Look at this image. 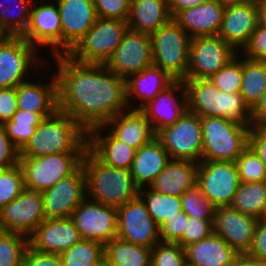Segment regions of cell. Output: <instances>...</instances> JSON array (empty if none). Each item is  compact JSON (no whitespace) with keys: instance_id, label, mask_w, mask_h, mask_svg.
I'll list each match as a JSON object with an SVG mask.
<instances>
[{"instance_id":"obj_1","label":"cell","mask_w":266,"mask_h":266,"mask_svg":"<svg viewBox=\"0 0 266 266\" xmlns=\"http://www.w3.org/2000/svg\"><path fill=\"white\" fill-rule=\"evenodd\" d=\"M58 70V109L69 114L85 131L104 126L129 109L126 80L104 64H83L66 54L53 55Z\"/></svg>"},{"instance_id":"obj_2","label":"cell","mask_w":266,"mask_h":266,"mask_svg":"<svg viewBox=\"0 0 266 266\" xmlns=\"http://www.w3.org/2000/svg\"><path fill=\"white\" fill-rule=\"evenodd\" d=\"M87 131L69 114L57 111L45 118L30 140L19 151V157H41L62 152H86Z\"/></svg>"},{"instance_id":"obj_3","label":"cell","mask_w":266,"mask_h":266,"mask_svg":"<svg viewBox=\"0 0 266 266\" xmlns=\"http://www.w3.org/2000/svg\"><path fill=\"white\" fill-rule=\"evenodd\" d=\"M81 165L86 177L87 198L118 208L139 196L131 170L107 166L88 149Z\"/></svg>"},{"instance_id":"obj_4","label":"cell","mask_w":266,"mask_h":266,"mask_svg":"<svg viewBox=\"0 0 266 266\" xmlns=\"http://www.w3.org/2000/svg\"><path fill=\"white\" fill-rule=\"evenodd\" d=\"M187 109L200 117H224L250 127L252 109L239 93L219 90L209 79H183Z\"/></svg>"},{"instance_id":"obj_5","label":"cell","mask_w":266,"mask_h":266,"mask_svg":"<svg viewBox=\"0 0 266 266\" xmlns=\"http://www.w3.org/2000/svg\"><path fill=\"white\" fill-rule=\"evenodd\" d=\"M249 129L224 117H201L202 160L231 161L249 146Z\"/></svg>"},{"instance_id":"obj_6","label":"cell","mask_w":266,"mask_h":266,"mask_svg":"<svg viewBox=\"0 0 266 266\" xmlns=\"http://www.w3.org/2000/svg\"><path fill=\"white\" fill-rule=\"evenodd\" d=\"M153 65L175 80H183L188 70L191 37L173 20L150 35Z\"/></svg>"},{"instance_id":"obj_7","label":"cell","mask_w":266,"mask_h":266,"mask_svg":"<svg viewBox=\"0 0 266 266\" xmlns=\"http://www.w3.org/2000/svg\"><path fill=\"white\" fill-rule=\"evenodd\" d=\"M128 29L127 21L97 18L90 30L66 55L83 64H105Z\"/></svg>"},{"instance_id":"obj_8","label":"cell","mask_w":266,"mask_h":266,"mask_svg":"<svg viewBox=\"0 0 266 266\" xmlns=\"http://www.w3.org/2000/svg\"><path fill=\"white\" fill-rule=\"evenodd\" d=\"M85 152H62L41 157H19L24 187L43 191L73 174L82 163Z\"/></svg>"},{"instance_id":"obj_9","label":"cell","mask_w":266,"mask_h":266,"mask_svg":"<svg viewBox=\"0 0 266 266\" xmlns=\"http://www.w3.org/2000/svg\"><path fill=\"white\" fill-rule=\"evenodd\" d=\"M156 138L170 159L202 161L201 117L188 109L173 125L160 129Z\"/></svg>"},{"instance_id":"obj_10","label":"cell","mask_w":266,"mask_h":266,"mask_svg":"<svg viewBox=\"0 0 266 266\" xmlns=\"http://www.w3.org/2000/svg\"><path fill=\"white\" fill-rule=\"evenodd\" d=\"M196 185L215 207L229 206L240 185L236 163L200 161L197 166Z\"/></svg>"},{"instance_id":"obj_11","label":"cell","mask_w":266,"mask_h":266,"mask_svg":"<svg viewBox=\"0 0 266 266\" xmlns=\"http://www.w3.org/2000/svg\"><path fill=\"white\" fill-rule=\"evenodd\" d=\"M237 54L238 51L219 36L191 38L188 70L184 79H208Z\"/></svg>"},{"instance_id":"obj_12","label":"cell","mask_w":266,"mask_h":266,"mask_svg":"<svg viewBox=\"0 0 266 266\" xmlns=\"http://www.w3.org/2000/svg\"><path fill=\"white\" fill-rule=\"evenodd\" d=\"M36 50L22 36L0 35V89L27 81L26 73L32 70V64L36 67L40 61Z\"/></svg>"},{"instance_id":"obj_13","label":"cell","mask_w":266,"mask_h":266,"mask_svg":"<svg viewBox=\"0 0 266 266\" xmlns=\"http://www.w3.org/2000/svg\"><path fill=\"white\" fill-rule=\"evenodd\" d=\"M117 237L150 248L161 242L159 226L140 196L117 208Z\"/></svg>"},{"instance_id":"obj_14","label":"cell","mask_w":266,"mask_h":266,"mask_svg":"<svg viewBox=\"0 0 266 266\" xmlns=\"http://www.w3.org/2000/svg\"><path fill=\"white\" fill-rule=\"evenodd\" d=\"M82 239L104 245L117 237V208L85 198L71 215Z\"/></svg>"},{"instance_id":"obj_15","label":"cell","mask_w":266,"mask_h":266,"mask_svg":"<svg viewBox=\"0 0 266 266\" xmlns=\"http://www.w3.org/2000/svg\"><path fill=\"white\" fill-rule=\"evenodd\" d=\"M104 65L125 80L153 65L150 35L128 29Z\"/></svg>"},{"instance_id":"obj_16","label":"cell","mask_w":266,"mask_h":266,"mask_svg":"<svg viewBox=\"0 0 266 266\" xmlns=\"http://www.w3.org/2000/svg\"><path fill=\"white\" fill-rule=\"evenodd\" d=\"M46 219L70 218L87 197L86 177L82 165L70 176L41 191Z\"/></svg>"},{"instance_id":"obj_17","label":"cell","mask_w":266,"mask_h":266,"mask_svg":"<svg viewBox=\"0 0 266 266\" xmlns=\"http://www.w3.org/2000/svg\"><path fill=\"white\" fill-rule=\"evenodd\" d=\"M0 212L4 232H17L28 237L46 219L41 192L26 188Z\"/></svg>"},{"instance_id":"obj_18","label":"cell","mask_w":266,"mask_h":266,"mask_svg":"<svg viewBox=\"0 0 266 266\" xmlns=\"http://www.w3.org/2000/svg\"><path fill=\"white\" fill-rule=\"evenodd\" d=\"M257 222L256 217L240 213L230 205L216 207L213 233L239 254L248 253L252 247Z\"/></svg>"},{"instance_id":"obj_19","label":"cell","mask_w":266,"mask_h":266,"mask_svg":"<svg viewBox=\"0 0 266 266\" xmlns=\"http://www.w3.org/2000/svg\"><path fill=\"white\" fill-rule=\"evenodd\" d=\"M34 3L28 28L22 37L36 48L47 46L53 55L62 54V26L57 3H41L38 6Z\"/></svg>"},{"instance_id":"obj_20","label":"cell","mask_w":266,"mask_h":266,"mask_svg":"<svg viewBox=\"0 0 266 266\" xmlns=\"http://www.w3.org/2000/svg\"><path fill=\"white\" fill-rule=\"evenodd\" d=\"M62 26V54H67L97 20L93 0H56Z\"/></svg>"},{"instance_id":"obj_21","label":"cell","mask_w":266,"mask_h":266,"mask_svg":"<svg viewBox=\"0 0 266 266\" xmlns=\"http://www.w3.org/2000/svg\"><path fill=\"white\" fill-rule=\"evenodd\" d=\"M186 110L187 100L183 80H175L140 109L155 133L163 127L173 125Z\"/></svg>"},{"instance_id":"obj_22","label":"cell","mask_w":266,"mask_h":266,"mask_svg":"<svg viewBox=\"0 0 266 266\" xmlns=\"http://www.w3.org/2000/svg\"><path fill=\"white\" fill-rule=\"evenodd\" d=\"M258 25L256 0H249L239 5L225 7L223 20L217 34L236 50L243 49Z\"/></svg>"},{"instance_id":"obj_23","label":"cell","mask_w":266,"mask_h":266,"mask_svg":"<svg viewBox=\"0 0 266 266\" xmlns=\"http://www.w3.org/2000/svg\"><path fill=\"white\" fill-rule=\"evenodd\" d=\"M81 239L71 218L45 219L29 236V245L40 252L60 255Z\"/></svg>"},{"instance_id":"obj_24","label":"cell","mask_w":266,"mask_h":266,"mask_svg":"<svg viewBox=\"0 0 266 266\" xmlns=\"http://www.w3.org/2000/svg\"><path fill=\"white\" fill-rule=\"evenodd\" d=\"M103 130L105 126H98L87 132V149L107 166L130 170L136 149Z\"/></svg>"},{"instance_id":"obj_25","label":"cell","mask_w":266,"mask_h":266,"mask_svg":"<svg viewBox=\"0 0 266 266\" xmlns=\"http://www.w3.org/2000/svg\"><path fill=\"white\" fill-rule=\"evenodd\" d=\"M225 7L217 0L179 12L173 20L191 37L217 36Z\"/></svg>"},{"instance_id":"obj_26","label":"cell","mask_w":266,"mask_h":266,"mask_svg":"<svg viewBox=\"0 0 266 266\" xmlns=\"http://www.w3.org/2000/svg\"><path fill=\"white\" fill-rule=\"evenodd\" d=\"M52 81L43 85L29 80L16 87L17 108L26 112L40 113L44 118L54 115L58 109V84L55 73ZM34 82V83H33Z\"/></svg>"},{"instance_id":"obj_27","label":"cell","mask_w":266,"mask_h":266,"mask_svg":"<svg viewBox=\"0 0 266 266\" xmlns=\"http://www.w3.org/2000/svg\"><path fill=\"white\" fill-rule=\"evenodd\" d=\"M104 126L116 138L136 150L156 137L151 123L140 110L129 108L111 118Z\"/></svg>"},{"instance_id":"obj_28","label":"cell","mask_w":266,"mask_h":266,"mask_svg":"<svg viewBox=\"0 0 266 266\" xmlns=\"http://www.w3.org/2000/svg\"><path fill=\"white\" fill-rule=\"evenodd\" d=\"M175 79H173L167 72L160 68L151 65L145 68L139 73L130 75L126 79V98L127 105L131 109L140 110L149 101H152L154 97L170 86ZM136 98L141 102L138 107L134 104V107L130 103Z\"/></svg>"},{"instance_id":"obj_29","label":"cell","mask_w":266,"mask_h":266,"mask_svg":"<svg viewBox=\"0 0 266 266\" xmlns=\"http://www.w3.org/2000/svg\"><path fill=\"white\" fill-rule=\"evenodd\" d=\"M197 166L192 161L170 159L149 187L161 194L181 196L196 185Z\"/></svg>"},{"instance_id":"obj_30","label":"cell","mask_w":266,"mask_h":266,"mask_svg":"<svg viewBox=\"0 0 266 266\" xmlns=\"http://www.w3.org/2000/svg\"><path fill=\"white\" fill-rule=\"evenodd\" d=\"M184 249L186 263L194 266H229L239 255L214 233L203 240L187 245Z\"/></svg>"},{"instance_id":"obj_31","label":"cell","mask_w":266,"mask_h":266,"mask_svg":"<svg viewBox=\"0 0 266 266\" xmlns=\"http://www.w3.org/2000/svg\"><path fill=\"white\" fill-rule=\"evenodd\" d=\"M171 19L168 0H131L127 24L132 31L151 35Z\"/></svg>"},{"instance_id":"obj_32","label":"cell","mask_w":266,"mask_h":266,"mask_svg":"<svg viewBox=\"0 0 266 266\" xmlns=\"http://www.w3.org/2000/svg\"><path fill=\"white\" fill-rule=\"evenodd\" d=\"M169 160L168 152L156 137L140 147L136 150L130 169L135 184L139 188L149 186L163 171Z\"/></svg>"},{"instance_id":"obj_33","label":"cell","mask_w":266,"mask_h":266,"mask_svg":"<svg viewBox=\"0 0 266 266\" xmlns=\"http://www.w3.org/2000/svg\"><path fill=\"white\" fill-rule=\"evenodd\" d=\"M10 1L12 2L9 3ZM33 1L0 0V35L22 36L25 33L30 22Z\"/></svg>"},{"instance_id":"obj_34","label":"cell","mask_w":266,"mask_h":266,"mask_svg":"<svg viewBox=\"0 0 266 266\" xmlns=\"http://www.w3.org/2000/svg\"><path fill=\"white\" fill-rule=\"evenodd\" d=\"M230 206L240 213L263 218L266 213V181L240 182Z\"/></svg>"},{"instance_id":"obj_35","label":"cell","mask_w":266,"mask_h":266,"mask_svg":"<svg viewBox=\"0 0 266 266\" xmlns=\"http://www.w3.org/2000/svg\"><path fill=\"white\" fill-rule=\"evenodd\" d=\"M104 255L116 266H151V248L114 238L104 245Z\"/></svg>"},{"instance_id":"obj_36","label":"cell","mask_w":266,"mask_h":266,"mask_svg":"<svg viewBox=\"0 0 266 266\" xmlns=\"http://www.w3.org/2000/svg\"><path fill=\"white\" fill-rule=\"evenodd\" d=\"M242 86L240 94L252 109L266 89V61L242 56Z\"/></svg>"},{"instance_id":"obj_37","label":"cell","mask_w":266,"mask_h":266,"mask_svg":"<svg viewBox=\"0 0 266 266\" xmlns=\"http://www.w3.org/2000/svg\"><path fill=\"white\" fill-rule=\"evenodd\" d=\"M139 196L145 202L150 216L158 226L183 211L180 196L161 194L149 186H146V189L139 188Z\"/></svg>"},{"instance_id":"obj_38","label":"cell","mask_w":266,"mask_h":266,"mask_svg":"<svg viewBox=\"0 0 266 266\" xmlns=\"http://www.w3.org/2000/svg\"><path fill=\"white\" fill-rule=\"evenodd\" d=\"M44 119L40 113L17 110L12 119L6 121L3 126L13 145L20 151Z\"/></svg>"},{"instance_id":"obj_39","label":"cell","mask_w":266,"mask_h":266,"mask_svg":"<svg viewBox=\"0 0 266 266\" xmlns=\"http://www.w3.org/2000/svg\"><path fill=\"white\" fill-rule=\"evenodd\" d=\"M104 256V244L81 239L60 254L62 266H96Z\"/></svg>"},{"instance_id":"obj_40","label":"cell","mask_w":266,"mask_h":266,"mask_svg":"<svg viewBox=\"0 0 266 266\" xmlns=\"http://www.w3.org/2000/svg\"><path fill=\"white\" fill-rule=\"evenodd\" d=\"M29 237L17 232L0 234V266H21Z\"/></svg>"},{"instance_id":"obj_41","label":"cell","mask_w":266,"mask_h":266,"mask_svg":"<svg viewBox=\"0 0 266 266\" xmlns=\"http://www.w3.org/2000/svg\"><path fill=\"white\" fill-rule=\"evenodd\" d=\"M241 58V53L237 54L236 57L208 79L223 92L239 93L242 86Z\"/></svg>"},{"instance_id":"obj_42","label":"cell","mask_w":266,"mask_h":266,"mask_svg":"<svg viewBox=\"0 0 266 266\" xmlns=\"http://www.w3.org/2000/svg\"><path fill=\"white\" fill-rule=\"evenodd\" d=\"M183 212L188 217L214 220L215 206L202 193L201 189L194 185L181 196Z\"/></svg>"},{"instance_id":"obj_43","label":"cell","mask_w":266,"mask_h":266,"mask_svg":"<svg viewBox=\"0 0 266 266\" xmlns=\"http://www.w3.org/2000/svg\"><path fill=\"white\" fill-rule=\"evenodd\" d=\"M24 189L23 173L19 164L0 169V209L18 197Z\"/></svg>"},{"instance_id":"obj_44","label":"cell","mask_w":266,"mask_h":266,"mask_svg":"<svg viewBox=\"0 0 266 266\" xmlns=\"http://www.w3.org/2000/svg\"><path fill=\"white\" fill-rule=\"evenodd\" d=\"M240 182L266 181L264 165L256 152L248 146L236 159Z\"/></svg>"},{"instance_id":"obj_45","label":"cell","mask_w":266,"mask_h":266,"mask_svg":"<svg viewBox=\"0 0 266 266\" xmlns=\"http://www.w3.org/2000/svg\"><path fill=\"white\" fill-rule=\"evenodd\" d=\"M185 249L178 243L160 242L151 248V266H185Z\"/></svg>"},{"instance_id":"obj_46","label":"cell","mask_w":266,"mask_h":266,"mask_svg":"<svg viewBox=\"0 0 266 266\" xmlns=\"http://www.w3.org/2000/svg\"><path fill=\"white\" fill-rule=\"evenodd\" d=\"M213 233V221L199 219L197 217H189L186 223V230L182 238L177 242L181 247L196 243L207 238Z\"/></svg>"},{"instance_id":"obj_47","label":"cell","mask_w":266,"mask_h":266,"mask_svg":"<svg viewBox=\"0 0 266 266\" xmlns=\"http://www.w3.org/2000/svg\"><path fill=\"white\" fill-rule=\"evenodd\" d=\"M98 18L127 21L131 0H93Z\"/></svg>"},{"instance_id":"obj_48","label":"cell","mask_w":266,"mask_h":266,"mask_svg":"<svg viewBox=\"0 0 266 266\" xmlns=\"http://www.w3.org/2000/svg\"><path fill=\"white\" fill-rule=\"evenodd\" d=\"M189 217L182 211L159 226V238L163 243H177L186 230Z\"/></svg>"},{"instance_id":"obj_49","label":"cell","mask_w":266,"mask_h":266,"mask_svg":"<svg viewBox=\"0 0 266 266\" xmlns=\"http://www.w3.org/2000/svg\"><path fill=\"white\" fill-rule=\"evenodd\" d=\"M239 53L252 60L266 61V28L257 25L248 43Z\"/></svg>"},{"instance_id":"obj_50","label":"cell","mask_w":266,"mask_h":266,"mask_svg":"<svg viewBox=\"0 0 266 266\" xmlns=\"http://www.w3.org/2000/svg\"><path fill=\"white\" fill-rule=\"evenodd\" d=\"M18 162L19 150L7 136L4 126L0 125V169L13 167Z\"/></svg>"},{"instance_id":"obj_51","label":"cell","mask_w":266,"mask_h":266,"mask_svg":"<svg viewBox=\"0 0 266 266\" xmlns=\"http://www.w3.org/2000/svg\"><path fill=\"white\" fill-rule=\"evenodd\" d=\"M21 266H62L60 255L44 253L28 246Z\"/></svg>"},{"instance_id":"obj_52","label":"cell","mask_w":266,"mask_h":266,"mask_svg":"<svg viewBox=\"0 0 266 266\" xmlns=\"http://www.w3.org/2000/svg\"><path fill=\"white\" fill-rule=\"evenodd\" d=\"M249 146L259 156L266 171V123L250 125Z\"/></svg>"},{"instance_id":"obj_53","label":"cell","mask_w":266,"mask_h":266,"mask_svg":"<svg viewBox=\"0 0 266 266\" xmlns=\"http://www.w3.org/2000/svg\"><path fill=\"white\" fill-rule=\"evenodd\" d=\"M17 110L16 87L0 89V125L11 120Z\"/></svg>"},{"instance_id":"obj_54","label":"cell","mask_w":266,"mask_h":266,"mask_svg":"<svg viewBox=\"0 0 266 266\" xmlns=\"http://www.w3.org/2000/svg\"><path fill=\"white\" fill-rule=\"evenodd\" d=\"M249 256L266 262V218L258 219Z\"/></svg>"},{"instance_id":"obj_55","label":"cell","mask_w":266,"mask_h":266,"mask_svg":"<svg viewBox=\"0 0 266 266\" xmlns=\"http://www.w3.org/2000/svg\"><path fill=\"white\" fill-rule=\"evenodd\" d=\"M207 1L208 0H168L169 12L173 19L179 12L196 7Z\"/></svg>"},{"instance_id":"obj_56","label":"cell","mask_w":266,"mask_h":266,"mask_svg":"<svg viewBox=\"0 0 266 266\" xmlns=\"http://www.w3.org/2000/svg\"><path fill=\"white\" fill-rule=\"evenodd\" d=\"M266 123V89L252 108V124Z\"/></svg>"},{"instance_id":"obj_57","label":"cell","mask_w":266,"mask_h":266,"mask_svg":"<svg viewBox=\"0 0 266 266\" xmlns=\"http://www.w3.org/2000/svg\"><path fill=\"white\" fill-rule=\"evenodd\" d=\"M229 266H266V262L242 253Z\"/></svg>"},{"instance_id":"obj_58","label":"cell","mask_w":266,"mask_h":266,"mask_svg":"<svg viewBox=\"0 0 266 266\" xmlns=\"http://www.w3.org/2000/svg\"><path fill=\"white\" fill-rule=\"evenodd\" d=\"M258 8V25L266 28V0H256Z\"/></svg>"},{"instance_id":"obj_59","label":"cell","mask_w":266,"mask_h":266,"mask_svg":"<svg viewBox=\"0 0 266 266\" xmlns=\"http://www.w3.org/2000/svg\"><path fill=\"white\" fill-rule=\"evenodd\" d=\"M217 1L224 7H228V6H233V5H239L249 0H217Z\"/></svg>"},{"instance_id":"obj_60","label":"cell","mask_w":266,"mask_h":266,"mask_svg":"<svg viewBox=\"0 0 266 266\" xmlns=\"http://www.w3.org/2000/svg\"><path fill=\"white\" fill-rule=\"evenodd\" d=\"M96 266H116L113 262H111L105 255L102 259L97 263Z\"/></svg>"},{"instance_id":"obj_61","label":"cell","mask_w":266,"mask_h":266,"mask_svg":"<svg viewBox=\"0 0 266 266\" xmlns=\"http://www.w3.org/2000/svg\"><path fill=\"white\" fill-rule=\"evenodd\" d=\"M4 232V229L1 224V212H0V234Z\"/></svg>"},{"instance_id":"obj_62","label":"cell","mask_w":266,"mask_h":266,"mask_svg":"<svg viewBox=\"0 0 266 266\" xmlns=\"http://www.w3.org/2000/svg\"><path fill=\"white\" fill-rule=\"evenodd\" d=\"M185 266H194V265H191V264H189V263H186Z\"/></svg>"}]
</instances>
